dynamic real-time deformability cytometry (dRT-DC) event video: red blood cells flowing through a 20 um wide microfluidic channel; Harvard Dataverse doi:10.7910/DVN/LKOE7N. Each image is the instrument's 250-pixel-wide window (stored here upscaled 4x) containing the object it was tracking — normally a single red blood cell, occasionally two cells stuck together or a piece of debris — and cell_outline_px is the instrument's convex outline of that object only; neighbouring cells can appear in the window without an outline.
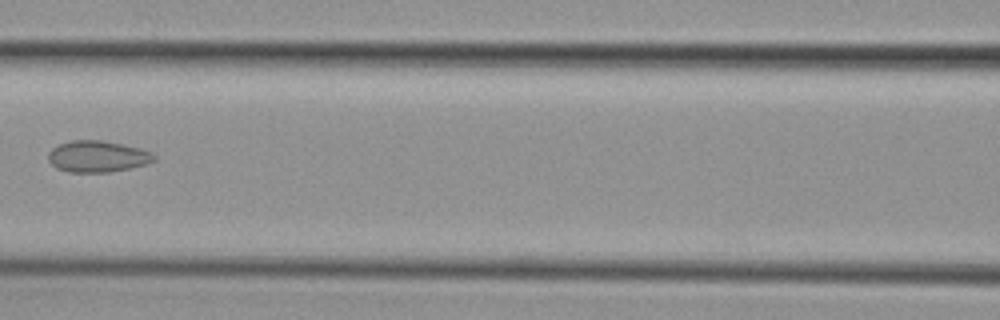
{"species": "common noctule bat (a hibernating species)", "species_latin": "Nyctalus noctula", "temperature_condition": "cold", "stored_images_in_passage": 9, "segment_of_instrument_passage": [1, 2], "camera_frame_rate_fps": 3000, "um_per_image_px": 0.085, "animal": {"sex": "female", "body_mass_g": 29.2, "forearm_length_mm": 56.3}, "frame": {"image": 1, "passage_image": 8, "time_ms": 8.333, "image_size_px": [1000, 320], "cell_outline_px": [[156, 160], [148, 164], [132, 168], [108, 172], [68, 172], [56, 168], [48, 160], [48, 152], [52, 148], [60, 144], [72, 140], [100, 140], [124, 144], [140, 148], [152, 152], [156, 156]], "centroid_in_image_um": [8.32, 13.3], "position_along_channel_um": 158.3, "area_um2": 19.59}}